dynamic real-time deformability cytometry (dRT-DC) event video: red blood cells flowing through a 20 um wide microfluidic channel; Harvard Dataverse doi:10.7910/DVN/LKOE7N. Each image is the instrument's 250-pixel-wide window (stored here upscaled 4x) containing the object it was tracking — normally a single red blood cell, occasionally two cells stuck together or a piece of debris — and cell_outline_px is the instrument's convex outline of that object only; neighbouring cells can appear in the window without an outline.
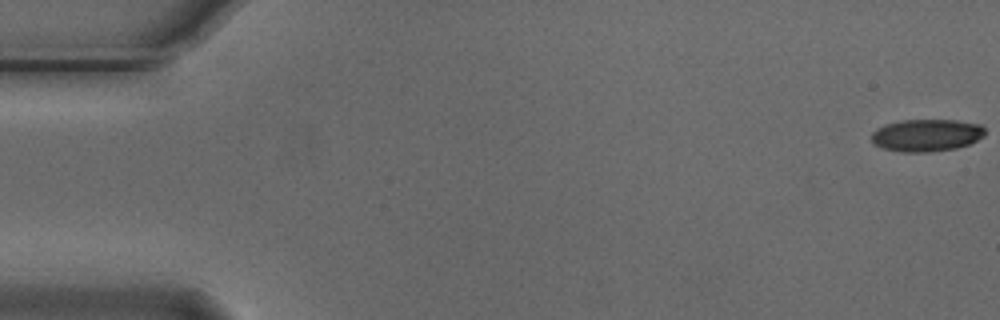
{"species": "Egyptian fruit bat (a non-hibernating species)", "species_latin": "Rousettus aegyptiacus", "temperature_condition": "cold", "stored_images_in_passage": 14, "camera_frame_rate_fps": 3000, "um_per_image_px": 0.085, "animal": {"sex": "male"}, "frame": {"image": 1, "passage_image": 1, "time_ms": 0.0, "image_size_px": [1000, 320], "cell_outline_px": [[984, 136], [968, 144], [956, 148], [928, 152], [900, 152], [884, 148], [872, 144], [872, 132], [876, 128], [884, 124], [900, 120], [956, 120], [980, 124], [984, 128]], "centroid_in_image_um": [78.72, 11.49], "position_along_channel_um": 6.3, "area_um2": 21.44}}